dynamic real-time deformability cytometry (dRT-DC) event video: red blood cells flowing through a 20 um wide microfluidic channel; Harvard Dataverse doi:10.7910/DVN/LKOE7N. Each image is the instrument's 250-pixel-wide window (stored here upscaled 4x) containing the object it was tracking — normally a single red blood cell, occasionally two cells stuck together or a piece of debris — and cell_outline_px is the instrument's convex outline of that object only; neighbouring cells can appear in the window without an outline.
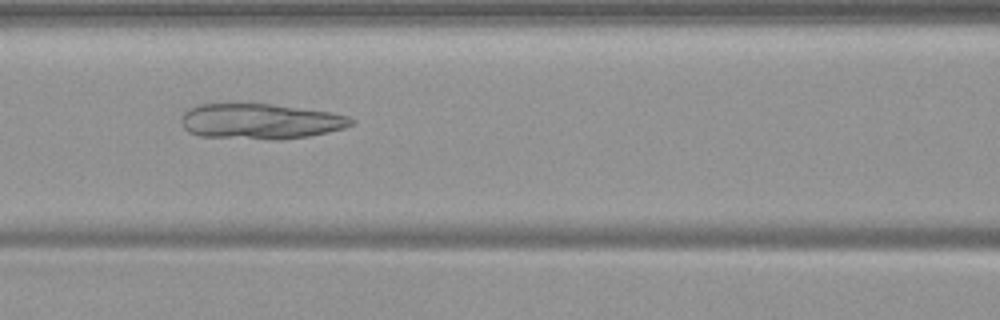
{"species": "common noctule bat (a hibernating species)", "species_latin": "Nyctalus noctula", "temperature_condition": "warm", "stored_images_in_passage": 54, "camera_frame_rate_fps": 3000, "um_per_image_px": 0.085, "animal": {"sex": "female", "body_mass_g": 19.9}, "frame": {"image": 1, "passage_image": 24, "time_ms": 7.667, "image_size_px": [1000, 320], "cell_outline_px": [[356, 124], [344, 128], [328, 132], [308, 136], [284, 140], [276, 140], [200, 136], [188, 132], [184, 128], [180, 120], [180, 116], [188, 108], [200, 104], [272, 104], [332, 112], [348, 116], [356, 120]], "centroid_in_image_um": [22.15, 10.32], "position_along_channel_um": 144.4, "area_um2": 35.49}}
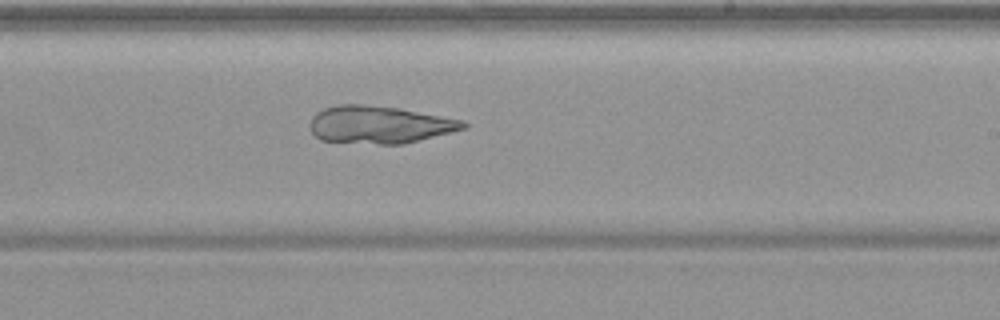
{"frame": {"image": 2, "passage_image": 33, "time_ms": 10.667, "image_size_px": [1000, 320], "cell_outline_px": [[468, 128], [404, 144], [380, 144], [320, 140], [312, 132], [312, 116], [316, 112], [324, 108], [336, 104], [364, 104], [400, 108], [464, 120], [468, 124]], "centroid_in_image_um": [32.3, 10.58], "position_along_channel_um": 256.7, "area_um2": 33.58}}
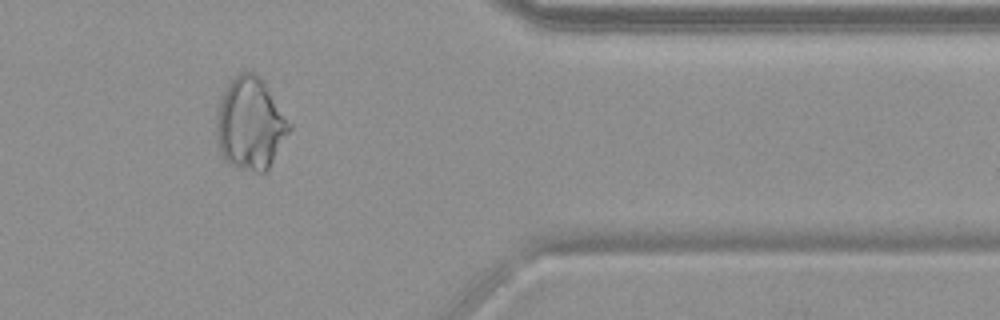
{"frame": {"image": 3, "passage_image": 45, "time_ms": 14.667, "image_size_px": [1000, 320], "cell_outline_px": [[292, 128], [268, 168], [264, 172], [256, 172], [236, 168], [224, 160], [216, 144], [216, 108], [224, 88], [240, 72], [256, 72], [264, 80], [292, 124]], "centroid_in_image_um": [21.26, 10.5], "position_along_channel_um": 390.1, "area_um2": 39.82}}